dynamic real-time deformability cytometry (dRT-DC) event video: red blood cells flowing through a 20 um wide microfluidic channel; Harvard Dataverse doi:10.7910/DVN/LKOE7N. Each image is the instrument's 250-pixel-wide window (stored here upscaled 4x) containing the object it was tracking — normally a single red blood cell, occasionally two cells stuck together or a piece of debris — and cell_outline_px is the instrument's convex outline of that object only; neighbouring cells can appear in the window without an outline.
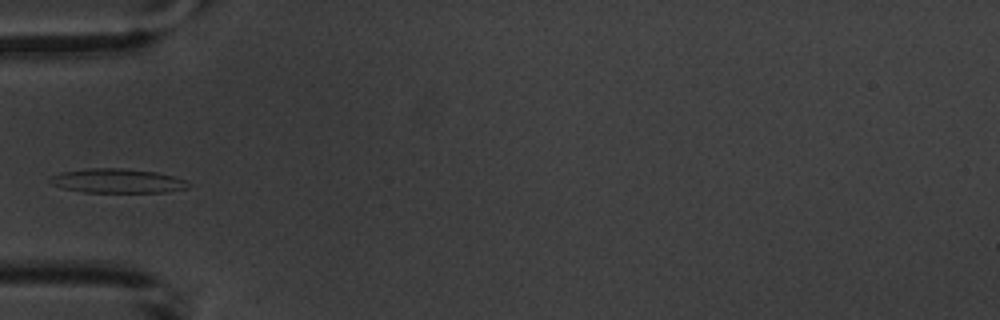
{"species": "common noctule bat (a hibernating species)", "species_latin": "Nyctalus noctula", "temperature_condition": "warm", "stored_images_in_passage": 7, "camera_frame_rate_fps": 3000, "um_per_image_px": 0.085, "animal": {"sex": "male", "body_mass_g": 20.1, "forearm_length_mm": 53.5}, "frame": {"image": 1, "passage_image": 5, "time_ms": 4.667, "image_size_px": [1000, 320], "cell_outline_px": [[192, 184], [188, 188], [164, 192], [84, 192], [64, 188], [52, 184], [48, 180], [48, 176], [60, 172], [92, 168], [120, 168], [156, 172], [172, 176], [184, 180]], "centroid_in_image_um": [9.95, 15.37], "position_along_channel_um": 75.1, "area_um2": 19.48}}
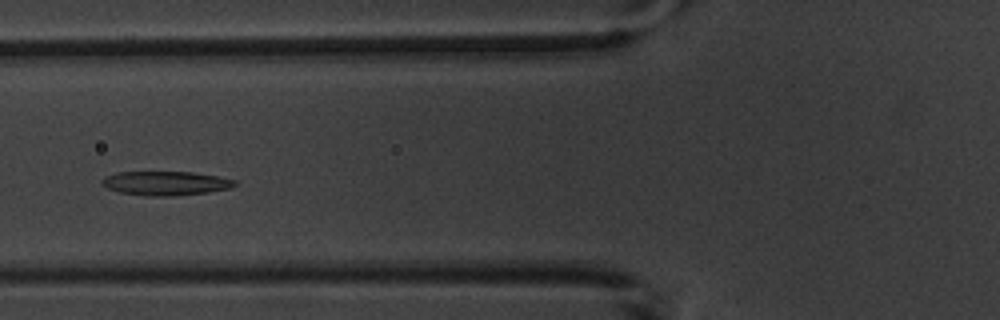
{"frame": {"image": 2, "passage_image": 6, "time_ms": 5.667, "image_size_px": [1000, 320], "cell_outline_px": [[236, 184], [232, 188], [208, 192], [172, 196], [144, 196], [120, 192], [108, 188], [100, 180], [116, 172], [192, 172], [216, 176], [236, 180]], "centroid_in_image_um": [14.1, 15.58], "position_along_channel_um": 111.7, "area_um2": 18.5}}
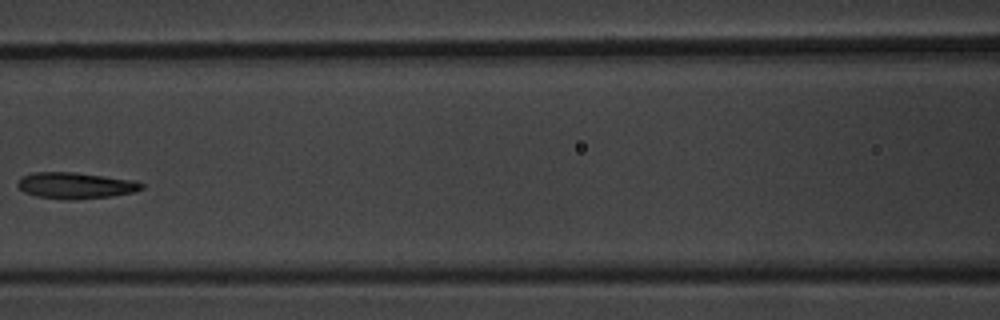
{"frame": {"image": 3, "passage_image": 7, "time_ms": 7.0, "image_size_px": [1000, 320], "cell_outline_px": [[144, 188], [132, 192], [112, 196], [76, 200], [72, 200], [36, 196], [24, 192], [16, 184], [16, 180], [20, 176], [32, 172], [76, 172], [132, 180], [144, 184]], "centroid_in_image_um": [6.37, 15.76], "position_along_channel_um": 160.2, "area_um2": 19.07}}